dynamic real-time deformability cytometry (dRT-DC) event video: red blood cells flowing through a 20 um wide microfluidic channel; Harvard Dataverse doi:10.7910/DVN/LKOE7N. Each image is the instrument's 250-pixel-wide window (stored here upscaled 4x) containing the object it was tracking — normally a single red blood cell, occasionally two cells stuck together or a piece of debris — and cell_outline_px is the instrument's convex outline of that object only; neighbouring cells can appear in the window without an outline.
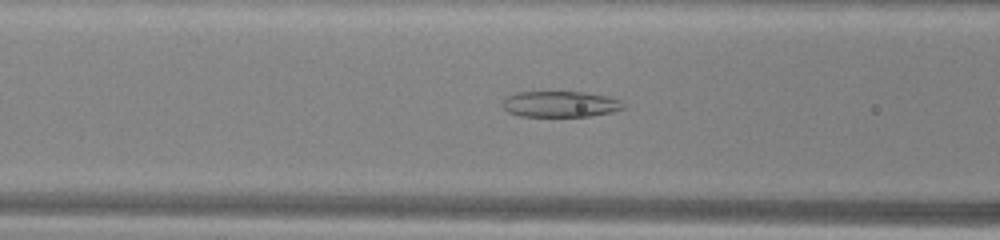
{"species": "common noctule bat (a hibernating species)", "species_latin": "Nyctalus noctula", "temperature_condition": "warm", "stored_images_in_passage": 50, "camera_frame_rate_fps": 3000, "um_per_image_px": 0.085, "animal": {"sex": "male", "body_mass_g": 13.0, "forearm_length_mm": 53.1}, "frame": {"image": 1, "passage_image": 19, "time_ms": 6.0, "image_size_px": [1000, 240], "cell_outline_px": [[624, 108], [612, 112], [588, 116], [520, 116], [508, 112], [500, 104], [508, 96], [516, 92], [580, 92], [608, 96], [620, 100], [624, 104]], "centroid_in_image_um": [47.61, 8.85], "position_along_channel_um": 119.0, "area_um2": 18.21}}
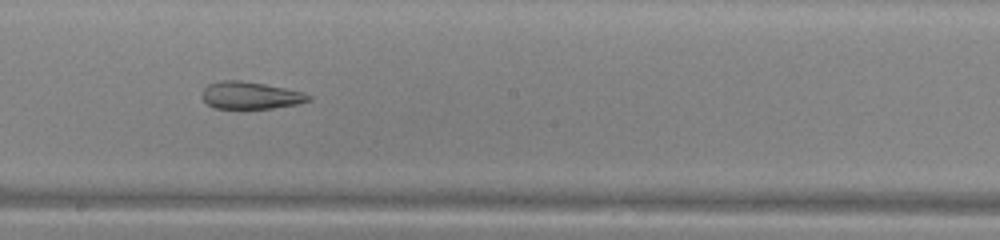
{"frame": {"image": 2, "passage_image": 27, "time_ms": 8.667, "image_size_px": [1000, 240], "cell_outline_px": [[312, 100], [296, 104], [272, 108], [216, 108], [208, 104], [200, 96], [204, 88], [208, 84], [220, 80], [240, 80], [264, 84], [304, 92], [312, 96]], "centroid_in_image_um": [21.28, 8.1], "position_along_channel_um": 226.9, "area_um2": 16.88}}
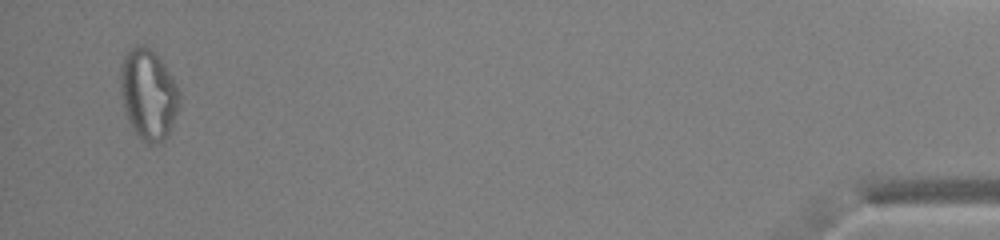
{"frame": {"image": 3, "passage_image": 48, "time_ms": 15.667, "image_size_px": [1000, 240], "cell_outline_px": [[180, 104], [168, 136], [160, 144], [148, 144], [132, 128], [128, 120], [120, 96], [120, 68], [124, 56], [128, 48], [140, 44], [144, 44], [152, 48], [164, 64], [176, 84], [180, 92]], "centroid_in_image_um": [12.61, 7.99], "position_along_channel_um": 422.6, "area_um2": 31.5}, "authors_computed_cell_mechanics": {"area_um2": 25.3742, "velocity_mm_per_s": 4.0568, "shape_relaxation_time_tau1_ms": null, "shape_relaxation_time_tau2_ms": 2.5251, "deformation_change_tau1": null, "deformation_change_tau2": 0.1078}}